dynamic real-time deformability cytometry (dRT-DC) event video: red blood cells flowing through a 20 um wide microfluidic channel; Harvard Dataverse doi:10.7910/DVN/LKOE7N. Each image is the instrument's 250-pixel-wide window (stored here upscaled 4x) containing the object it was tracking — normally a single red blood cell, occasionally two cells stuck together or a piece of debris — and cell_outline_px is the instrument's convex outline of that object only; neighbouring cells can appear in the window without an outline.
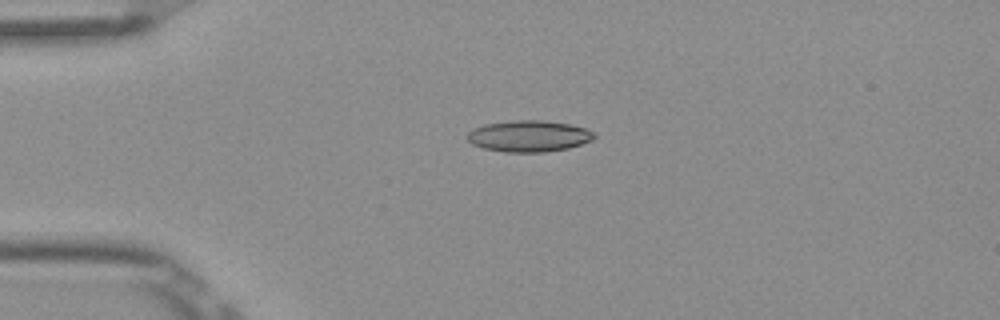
{"species": "Egyptian fruit bat (a non-hibernating species)", "species_latin": "Rousettus aegyptiacus", "temperature_condition": "room temperature", "stored_images_in_passage": 7, "camera_frame_rate_fps": 3000, "um_per_image_px": 0.085, "frame": {"image": 1, "passage_image": 3, "time_ms": 0.667, "image_size_px": [1000, 320], "cell_outline_px": [[596, 136], [592, 140], [568, 148], [544, 152], [504, 152], [484, 148], [472, 144], [468, 140], [468, 132], [484, 124], [516, 120], [544, 120], [568, 124], [584, 128], [592, 132]], "centroid_in_image_um": [44.95, 11.57], "position_along_channel_um": 40.1, "area_um2": 22.95}}
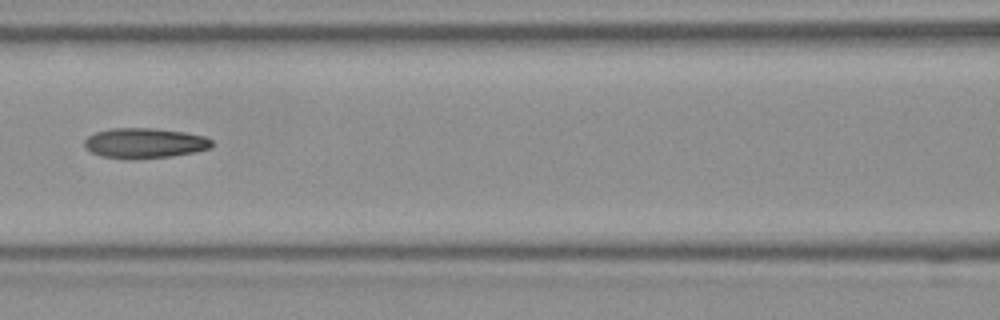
{"frame": {"image": 2, "passage_image": 6, "time_ms": 1.667, "image_size_px": [1000, 320], "cell_outline_px": [[212, 144], [208, 148], [196, 152], [172, 156], [136, 160], [128, 160], [100, 156], [84, 148], [84, 140], [88, 136], [96, 132], [112, 128], [156, 128], [184, 132], [204, 136], [212, 140]], "centroid_in_image_um": [12.25, 12.18], "position_along_channel_um": 154.3, "area_um2": 22.72}}
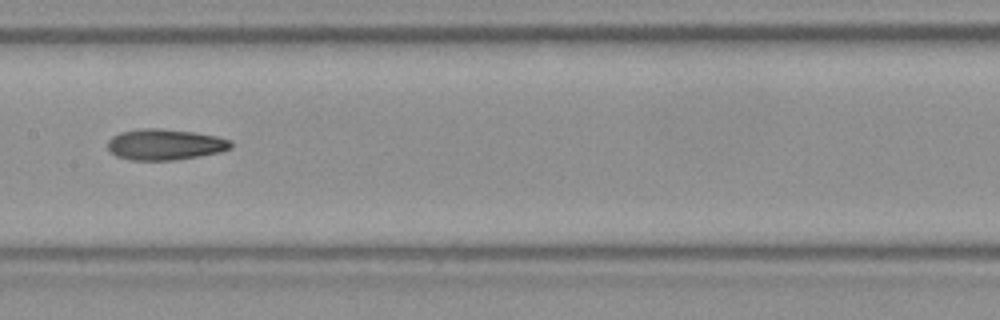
{"frame": {"image": 3, "passage_image": 7, "time_ms": 2.0, "image_size_px": [1000, 320], "cell_outline_px": [[232, 148], [220, 152], [176, 160], [132, 160], [116, 156], [108, 148], [108, 140], [112, 136], [120, 132], [140, 128], [160, 128], [192, 132], [216, 136], [232, 140]], "centroid_in_image_um": [14.02, 12.28], "position_along_channel_um": 193.4, "area_um2": 22.25}}